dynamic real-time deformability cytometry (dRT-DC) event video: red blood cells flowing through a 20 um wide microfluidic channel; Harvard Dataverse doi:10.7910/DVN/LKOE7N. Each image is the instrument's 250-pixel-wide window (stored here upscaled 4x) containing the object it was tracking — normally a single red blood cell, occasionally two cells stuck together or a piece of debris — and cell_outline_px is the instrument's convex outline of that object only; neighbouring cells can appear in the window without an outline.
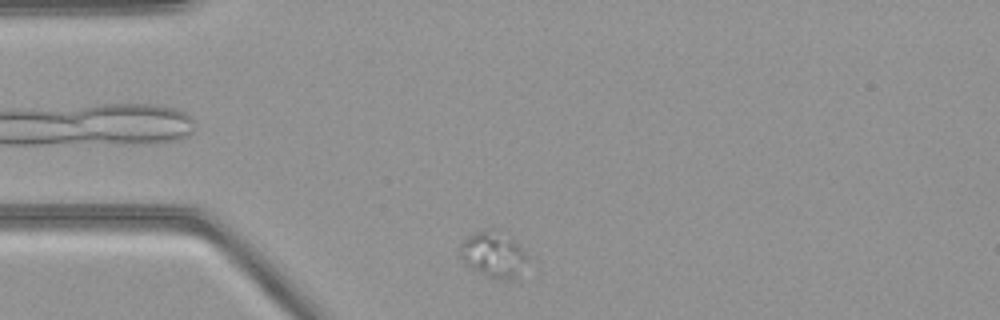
{"species": "common noctule bat (a hibernating species)", "species_latin": "Nyctalus noctula", "temperature_condition": "warm", "stored_images_in_passage": 46, "camera_frame_rate_fps": 3000, "um_per_image_px": 0.085, "animal": {"sex": "female", "body_mass_g": 21.9}, "frame": {"image": 1, "passage_image": 1, "time_ms": 0.0, "image_size_px": [1000, 320], "cell_outline_px": [[528, 256], [516, 280], [488, 276], [472, 268], [460, 256], [456, 248], [472, 232], [484, 228], [500, 228], [508, 232], [512, 236]], "centroid_in_image_um": [41.93, 21.53], "position_along_channel_um": 43.1, "area_um2": 18.38}}
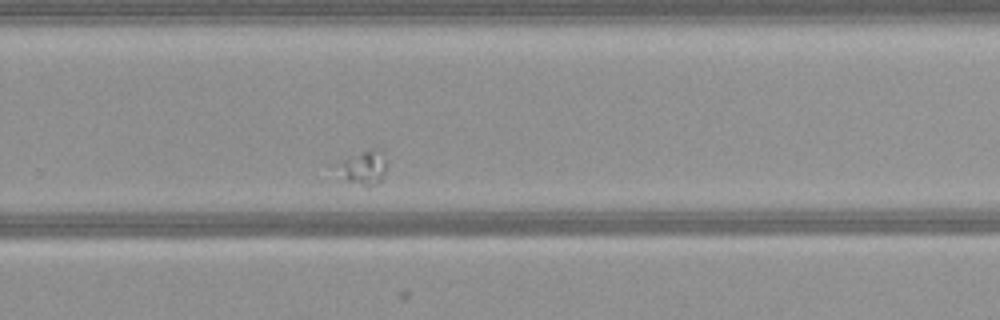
{"frame": {"image": 2, "passage_image": 26, "time_ms": 8.333, "image_size_px": [1000, 320], "cell_outline_px": [[388, 164], [384, 176], [376, 184], [368, 188], [348, 180], [332, 164], [348, 156], [372, 148], [384, 148], [388, 160]], "centroid_in_image_um": [30.97, 14.18], "position_along_channel_um": 298.8, "area_um2": 10.4}}
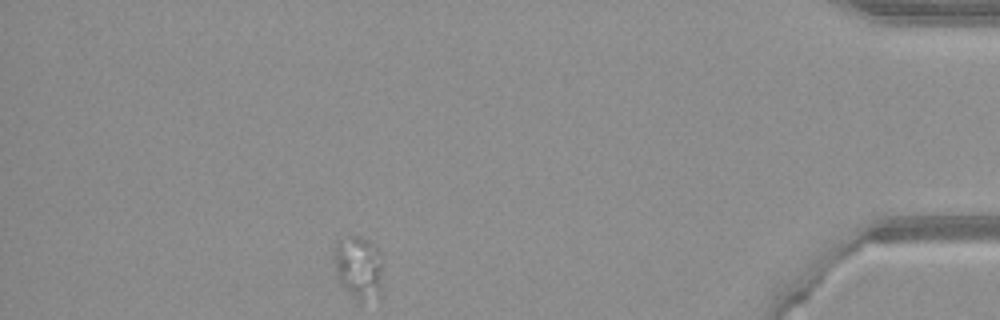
{"frame": {"image": 3, "passage_image": 40, "time_ms": 13.0, "image_size_px": [1000, 320], "cell_outline_px": [[380, 292], [356, 300], [344, 288], [336, 276], [332, 252], [336, 240], [348, 236], [360, 236], [376, 244], [380, 252]], "centroid_in_image_um": [30.4, 22.6], "position_along_channel_um": 404.8, "area_um2": 17.63}}